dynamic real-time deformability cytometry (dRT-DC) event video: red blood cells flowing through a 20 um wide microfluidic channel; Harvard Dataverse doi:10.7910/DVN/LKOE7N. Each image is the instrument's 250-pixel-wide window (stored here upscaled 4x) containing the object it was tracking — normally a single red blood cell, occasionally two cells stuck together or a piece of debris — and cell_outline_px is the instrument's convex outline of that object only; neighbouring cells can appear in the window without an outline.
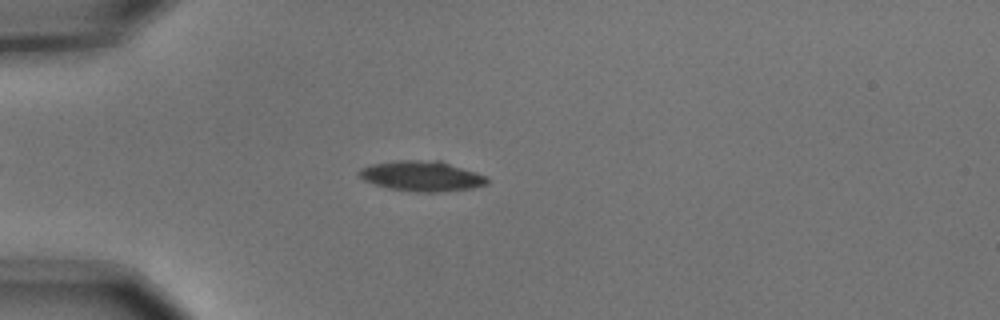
{"species": "common noctule bat (a hibernating species)", "species_latin": "Nyctalus noctula", "temperature_condition": "cold", "stored_images_in_passage": 4, "camera_frame_rate_fps": 3000, "um_per_image_px": 0.085, "animal": {"sex": "male", "body_mass_g": 15.6}, "frame": {"image": 1, "passage_image": 4, "time_ms": 1.0, "image_size_px": [1000, 320], "cell_outline_px": [[488, 184], [472, 188], [440, 192], [416, 192], [388, 188], [364, 180], [356, 172], [360, 168], [372, 164], [392, 160], [440, 160], [488, 176]], "centroid_in_image_um": [35.86, 14.95], "position_along_channel_um": 49.1, "area_um2": 22.77}}